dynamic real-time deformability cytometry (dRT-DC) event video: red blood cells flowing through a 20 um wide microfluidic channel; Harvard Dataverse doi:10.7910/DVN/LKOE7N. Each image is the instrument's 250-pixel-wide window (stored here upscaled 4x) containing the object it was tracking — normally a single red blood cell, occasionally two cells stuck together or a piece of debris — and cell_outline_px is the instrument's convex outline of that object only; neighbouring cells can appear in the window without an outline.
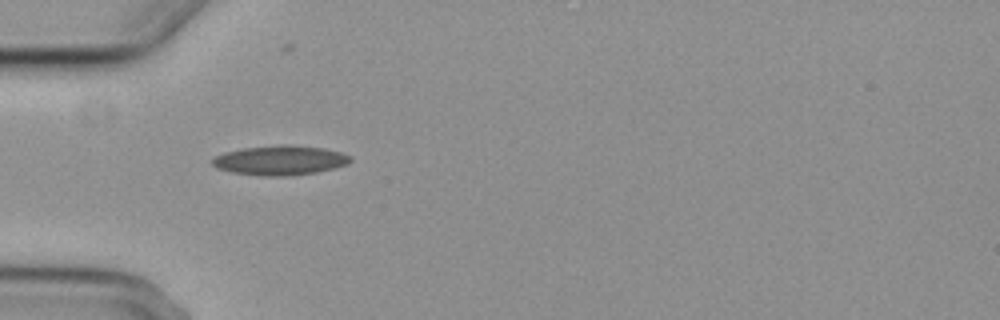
{"species": "common noctule bat (a hibernating species)", "species_latin": "Nyctalus noctula", "temperature_condition": "cold", "stored_images_in_passage": 7, "camera_frame_rate_fps": 3000, "um_per_image_px": 0.085, "animal": {"sex": "female", "body_mass_g": 29.2, "forearm_length_mm": 56.3}, "frame": {"image": 1, "passage_image": 1, "time_ms": 0.0, "image_size_px": [1000, 320], "cell_outline_px": [[352, 160], [348, 164], [316, 172], [288, 176], [268, 176], [232, 172], [216, 168], [212, 164], [212, 160], [216, 156], [224, 152], [244, 148], [280, 144], [292, 144], [324, 148], [340, 152], [352, 156]], "centroid_in_image_um": [23.83, 13.61], "position_along_channel_um": 61.2, "area_um2": 23.81}}
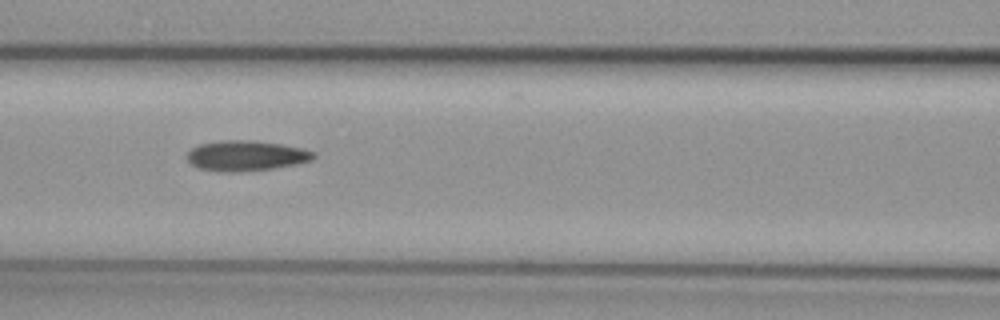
{"frame": {"image": 2, "passage_image": 3, "time_ms": 2.333, "image_size_px": [1000, 320], "cell_outline_px": [[316, 156], [312, 160], [296, 164], [272, 168], [236, 172], [224, 172], [200, 168], [192, 164], [188, 160], [188, 152], [192, 148], [200, 144], [224, 140], [244, 140], [280, 144], [300, 148], [316, 152]], "centroid_in_image_um": [20.93, 13.24], "position_along_channel_um": 145.7, "area_um2": 21.96}}
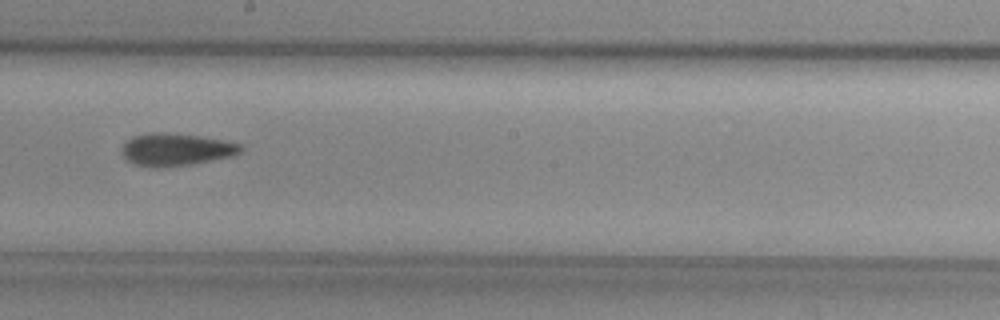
{"frame": {"image": 3, "passage_image": 5, "time_ms": 4.667, "image_size_px": [1000, 320], "cell_outline_px": [[244, 148], [240, 152], [232, 156], [192, 164], [156, 168], [148, 168], [132, 164], [124, 156], [120, 148], [132, 136], [152, 132], [164, 132], [200, 136], [240, 144]], "centroid_in_image_um": [14.91, 12.72], "position_along_channel_um": 233.3, "area_um2": 22.54}}